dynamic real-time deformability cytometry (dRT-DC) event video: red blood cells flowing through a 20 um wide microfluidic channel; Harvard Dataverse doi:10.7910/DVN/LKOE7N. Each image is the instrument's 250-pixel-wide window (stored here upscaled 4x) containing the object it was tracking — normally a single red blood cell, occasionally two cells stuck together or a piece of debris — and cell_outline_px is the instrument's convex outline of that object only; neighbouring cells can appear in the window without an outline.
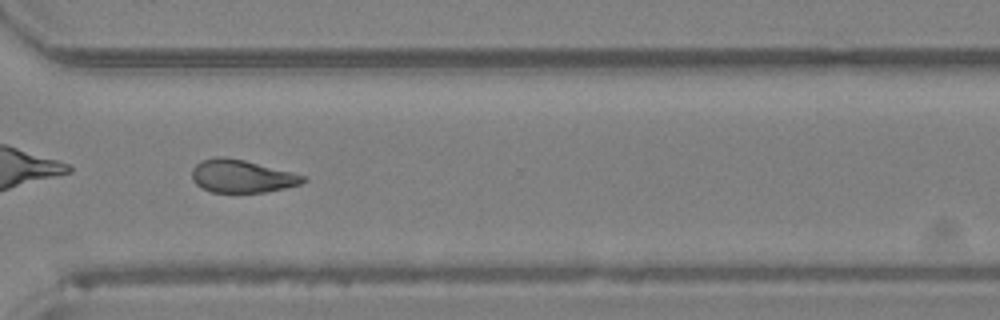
{"species": "Egyptian fruit bat (a non-hibernating species)", "species_latin": "Rousettus aegyptiacus", "temperature_condition": "room temperature", "stored_images_in_passage": 46, "camera_frame_rate_fps": 3000, "um_per_image_px": 0.085, "animal": {"sex": "female"}, "frame": {"image": 1, "passage_image": 33, "time_ms": 10.667, "image_size_px": [1000, 320], "cell_outline_px": [[308, 180], [300, 184], [268, 192], [212, 192], [196, 184], [192, 180], [192, 168], [200, 160], [216, 156], [224, 156], [244, 160], [308, 176]], "centroid_in_image_um": [20.56, 14.97], "position_along_channel_um": 350.0, "area_um2": 21.39}}